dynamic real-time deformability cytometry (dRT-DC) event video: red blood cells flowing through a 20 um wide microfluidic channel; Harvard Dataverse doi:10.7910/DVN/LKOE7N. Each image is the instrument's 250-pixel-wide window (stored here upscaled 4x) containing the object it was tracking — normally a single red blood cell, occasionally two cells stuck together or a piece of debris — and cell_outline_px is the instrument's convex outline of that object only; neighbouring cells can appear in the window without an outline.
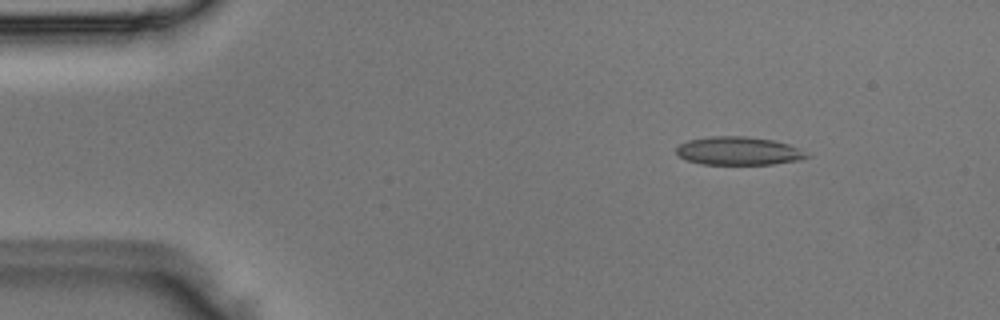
{"species": "Egyptian fruit bat (a non-hibernating species)", "species_latin": "Rousettus aegyptiacus", "temperature_condition": "room temperature", "stored_images_in_passage": 4, "camera_frame_rate_fps": 3000, "um_per_image_px": 0.085, "animal": {"sex": "male"}, "frame": {"image": 1, "passage_image": 2, "time_ms": 0.333, "image_size_px": [1000, 320], "cell_outline_px": [[812, 156], [800, 160], [772, 164], [700, 164], [684, 160], [676, 152], [676, 148], [680, 144], [688, 140], [708, 136], [748, 136], [772, 140], [788, 144], [808, 152]], "centroid_in_image_um": [62.78, 12.83], "position_along_channel_um": 22.2, "area_um2": 21.68}}